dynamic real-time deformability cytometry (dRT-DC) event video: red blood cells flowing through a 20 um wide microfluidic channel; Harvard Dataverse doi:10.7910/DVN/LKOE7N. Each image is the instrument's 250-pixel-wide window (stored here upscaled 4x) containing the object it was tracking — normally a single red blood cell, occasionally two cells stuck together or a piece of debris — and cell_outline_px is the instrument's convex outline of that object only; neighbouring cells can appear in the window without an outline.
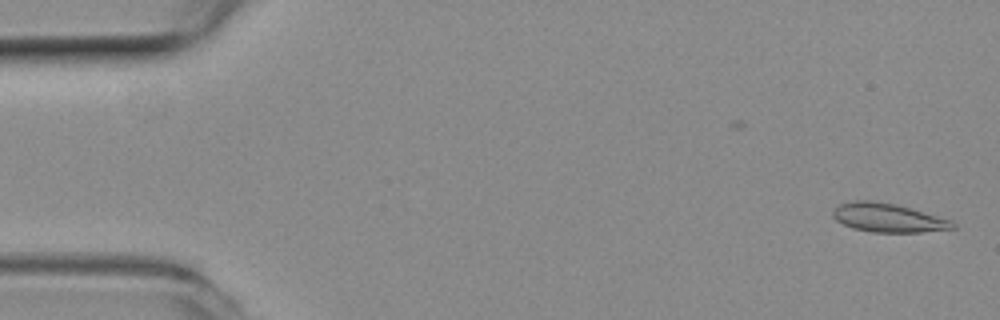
{"species": "common noctule bat (a hibernating species)", "species_latin": "Nyctalus noctula", "temperature_condition": "room temperature", "stored_images_in_passage": 51, "camera_frame_rate_fps": 3000, "um_per_image_px": 0.085, "animal": {"sex": "female", "body_mass_g": 19.3, "forearm_length_mm": 54.1}, "frame": {"image": 1, "passage_image": 1, "time_ms": 0.0, "image_size_px": [1000, 320], "cell_outline_px": [[956, 228], [920, 232], [872, 232], [852, 228], [836, 220], [832, 216], [832, 212], [840, 204], [856, 200], [872, 200], [896, 204], [952, 220], [956, 224]], "centroid_in_image_um": [75.49, 18.51], "position_along_channel_um": 9.5, "area_um2": 20.0}}
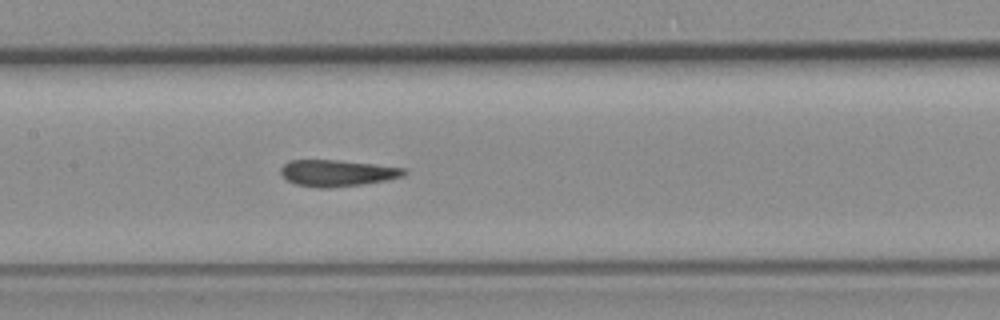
{"frame": {"image": 2, "passage_image": 24, "time_ms": 7.667, "image_size_px": [1000, 320], "cell_outline_px": [[408, 172], [404, 176], [388, 180], [364, 184], [328, 188], [316, 188], [296, 184], [288, 180], [280, 172], [280, 168], [288, 160], [336, 160], [376, 164], [408, 168]], "centroid_in_image_um": [28.72, 14.71], "position_along_channel_um": 178.7, "area_um2": 19.25}}
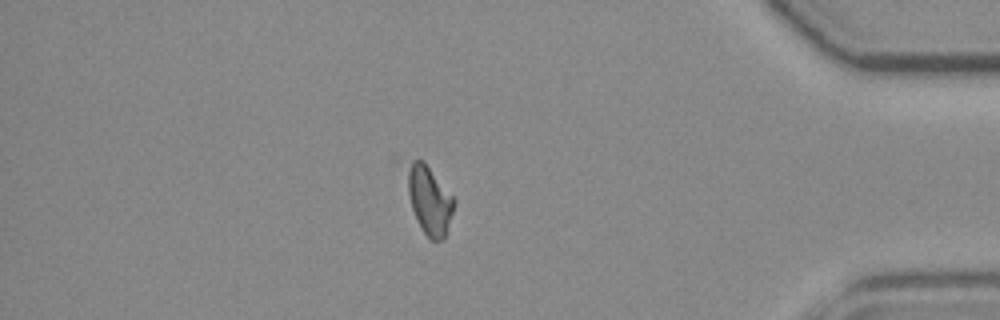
{"frame": {"image": 3, "passage_image": 44, "time_ms": 14.333, "image_size_px": [1000, 320], "cell_outline_px": [[456, 200], [444, 240], [432, 240], [424, 232], [412, 208], [392, 160], [392, 156], [396, 156], [420, 160], [428, 168]], "centroid_in_image_um": [36.2, 16.71], "position_along_channel_um": 399.0, "area_um2": 20.58}, "authors_computed_cell_mechanics": {"area_um2": 19.2474, "velocity_mm_per_s": 3.9047, "shape_relaxation_time_tau1_ms": null, "shape_relaxation_time_tau2_ms": 5.9628, "deformation_change_tau1": null, "deformation_change_tau2": 0.0889}}